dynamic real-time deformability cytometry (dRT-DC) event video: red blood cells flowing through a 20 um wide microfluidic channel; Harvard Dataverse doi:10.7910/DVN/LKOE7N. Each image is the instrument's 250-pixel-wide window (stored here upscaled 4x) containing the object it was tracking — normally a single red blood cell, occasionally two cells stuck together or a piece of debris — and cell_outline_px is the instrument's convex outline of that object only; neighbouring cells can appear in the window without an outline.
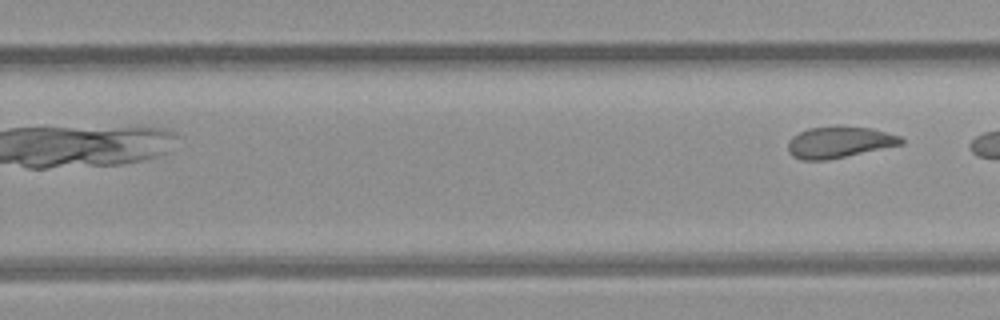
{"species": "common noctule bat (a hibernating species)", "species_latin": "Nyctalus noctula", "temperature_condition": "room temperature", "stored_images_in_passage": 11, "camera_frame_rate_fps": 3000, "um_per_image_px": 0.085, "animal": {"sex": "female", "body_mass_g": 21.9}, "frame": {"image": 1, "passage_image": 11, "time_ms": 12.667, "image_size_px": [1000, 320], "cell_outline_px": [[904, 144], [824, 160], [800, 160], [792, 156], [788, 152], [788, 140], [792, 136], [808, 128], [836, 124], [840, 124], [872, 128], [900, 136], [904, 140]], "centroid_in_image_um": [71.31, 12.05], "position_along_channel_um": 258.5, "area_um2": 21.04}}